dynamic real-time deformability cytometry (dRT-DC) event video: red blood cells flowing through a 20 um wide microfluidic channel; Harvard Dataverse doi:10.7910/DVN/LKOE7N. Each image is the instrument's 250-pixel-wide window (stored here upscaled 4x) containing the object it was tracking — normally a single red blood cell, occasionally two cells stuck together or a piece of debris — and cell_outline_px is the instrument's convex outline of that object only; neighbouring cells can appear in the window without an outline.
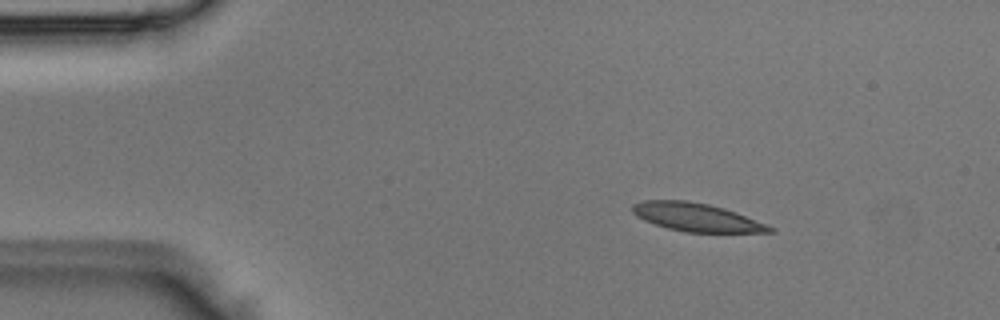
{"species": "Egyptian fruit bat (a non-hibernating species)", "species_latin": "Rousettus aegyptiacus", "temperature_condition": "room temperature", "stored_images_in_passage": 3, "camera_frame_rate_fps": 3000, "um_per_image_px": 0.085, "animal": {"sex": "male"}, "frame": {"image": 1, "passage_image": 2, "time_ms": 0.333, "image_size_px": [1000, 320], "cell_outline_px": [[776, 232], [684, 232], [668, 228], [644, 220], [636, 216], [632, 212], [632, 204], [644, 200], [688, 200], [708, 204], [724, 208], [736, 212], [768, 224], [776, 228]], "centroid_in_image_um": [59.23, 18.46], "position_along_channel_um": 25.8, "area_um2": 22.66}}